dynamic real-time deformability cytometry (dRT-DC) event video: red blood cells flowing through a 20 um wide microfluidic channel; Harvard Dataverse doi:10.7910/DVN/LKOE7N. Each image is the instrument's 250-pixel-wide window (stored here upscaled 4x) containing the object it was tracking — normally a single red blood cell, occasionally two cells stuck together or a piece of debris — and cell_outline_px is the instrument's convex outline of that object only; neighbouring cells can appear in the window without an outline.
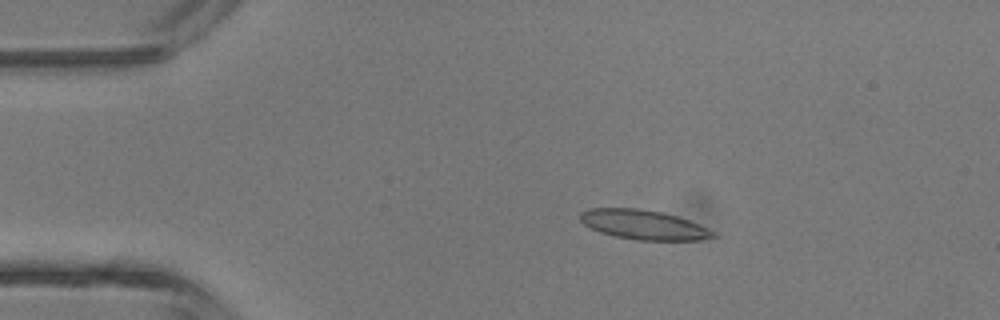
{"species": "common noctule bat (a hibernating species)", "species_latin": "Nyctalus noctula", "temperature_condition": "room temperature", "stored_images_in_passage": 4, "camera_frame_rate_fps": 3000, "um_per_image_px": 0.085, "animal": {"sex": "male", "body_mass_g": 13.3}, "frame": {"image": 1, "passage_image": 3, "time_ms": 2.333, "image_size_px": [1000, 320], "cell_outline_px": [[716, 236], [700, 240], [636, 240], [616, 236], [600, 232], [584, 224], [580, 220], [580, 212], [588, 208], [640, 208], [660, 212], [676, 216], [688, 220], [716, 232]], "centroid_in_image_um": [54.68, 19.1], "position_along_channel_um": 30.3, "area_um2": 22.72}}